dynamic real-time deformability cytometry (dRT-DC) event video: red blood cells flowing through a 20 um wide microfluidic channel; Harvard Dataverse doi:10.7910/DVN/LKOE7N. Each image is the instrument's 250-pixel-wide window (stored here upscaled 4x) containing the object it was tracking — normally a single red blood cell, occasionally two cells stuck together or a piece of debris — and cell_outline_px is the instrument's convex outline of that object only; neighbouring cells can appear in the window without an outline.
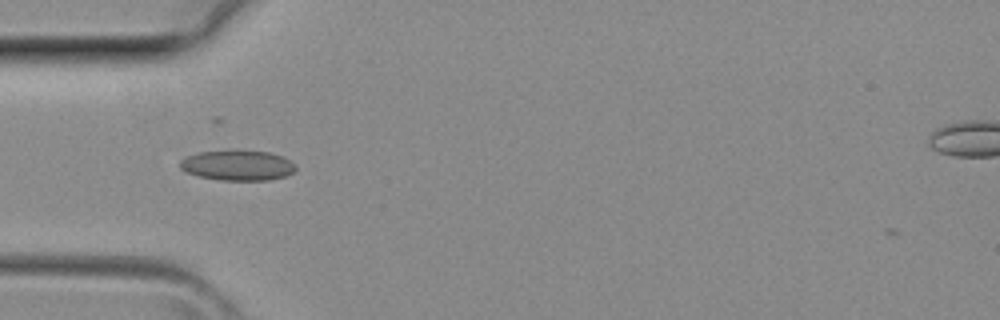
{"species": "common noctule bat (a hibernating species)", "species_latin": "Nyctalus noctula", "temperature_condition": "room temperature", "stored_images_in_passage": 33, "camera_frame_rate_fps": 3000, "um_per_image_px": 0.085, "animal": {"sex": "female", "body_mass_g": 29.2, "forearm_length_mm": 56.3}, "frame": {"image": 1, "passage_image": 7, "time_ms": 2.0, "image_size_px": [1000, 320], "cell_outline_px": [[296, 168], [292, 172], [284, 176], [268, 180], [220, 180], [200, 176], [188, 172], [180, 168], [180, 160], [188, 156], [200, 152], [268, 152], [284, 156], [296, 164]], "centroid_in_image_um": [20.24, 14.07], "position_along_channel_um": 64.8, "area_um2": 19.77}}
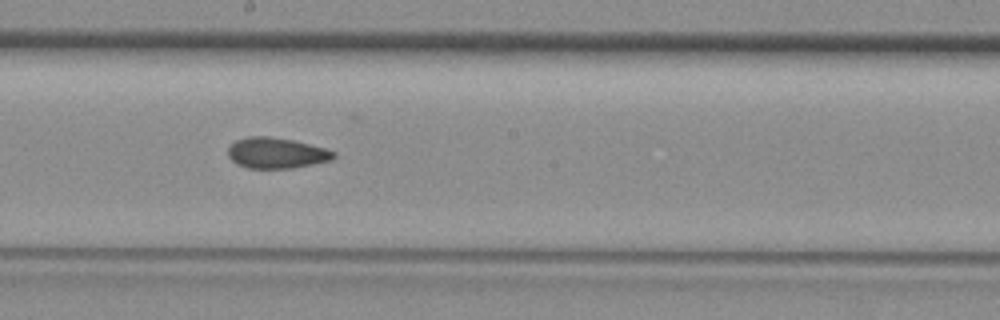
{"frame": {"image": 2, "passage_image": 16, "time_ms": 5.0, "image_size_px": [1000, 320], "cell_outline_px": [[336, 156], [332, 160], [292, 168], [248, 168], [236, 164], [228, 156], [228, 148], [236, 140], [248, 136], [268, 136], [292, 140], [324, 148], [336, 152]], "centroid_in_image_um": [23.48, 13.01], "position_along_channel_um": 224.7, "area_um2": 18.84}}
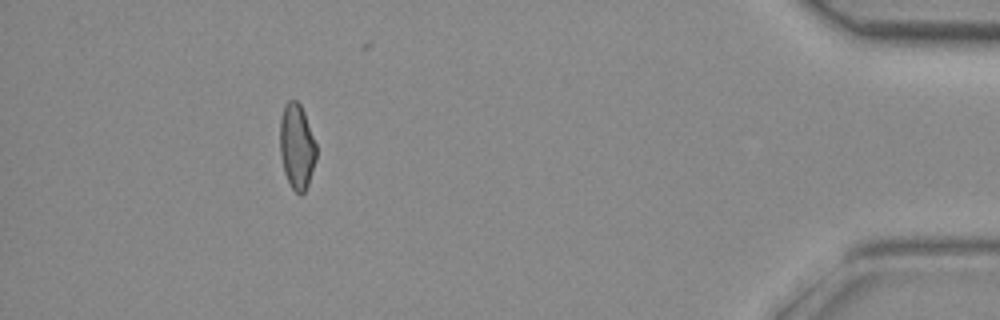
{"frame": {"image": 3, "passage_image": 30, "time_ms": 9.667, "image_size_px": [1000, 320], "cell_outline_px": [[316, 160], [308, 184], [304, 192], [300, 196], [292, 188], [284, 172], [280, 156], [280, 120], [284, 104], [288, 100], [296, 100], [300, 104], [304, 112], [316, 144]], "centroid_in_image_um": [25.22, 12.44], "position_along_channel_um": 410.0, "area_um2": 18.09}}